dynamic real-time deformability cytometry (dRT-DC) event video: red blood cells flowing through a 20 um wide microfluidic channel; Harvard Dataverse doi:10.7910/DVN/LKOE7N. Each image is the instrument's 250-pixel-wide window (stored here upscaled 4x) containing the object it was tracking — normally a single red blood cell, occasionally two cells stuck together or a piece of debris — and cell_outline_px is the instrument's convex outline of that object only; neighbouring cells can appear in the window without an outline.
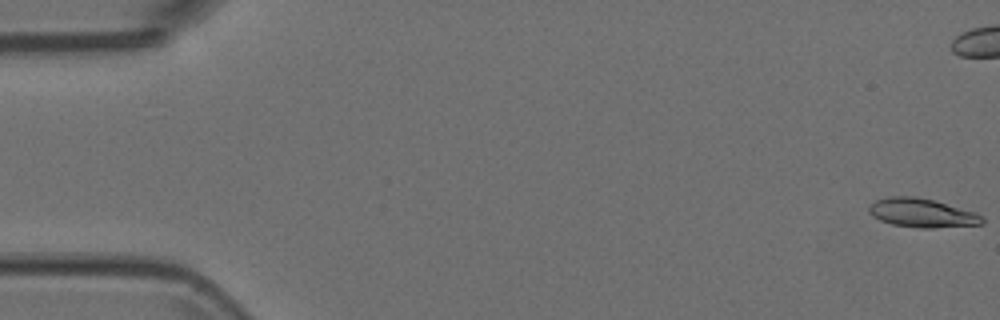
{"species": "Egyptian fruit bat (a non-hibernating species)", "species_latin": "Rousettus aegyptiacus", "temperature_condition": "room temperature", "stored_images_in_passage": 55, "camera_frame_rate_fps": 3000, "um_per_image_px": 0.085, "animal": {"sex": "female"}, "frame": {"image": 1, "passage_image": 1, "time_ms": 0.0, "image_size_px": [1000, 320], "cell_outline_px": [[984, 224], [932, 228], [920, 228], [892, 224], [880, 220], [872, 216], [868, 212], [868, 208], [876, 200], [888, 196], [916, 196], [932, 200], [976, 212], [984, 220]], "centroid_in_image_um": [78.35, 18.1], "position_along_channel_um": 6.7, "area_um2": 18.96}}
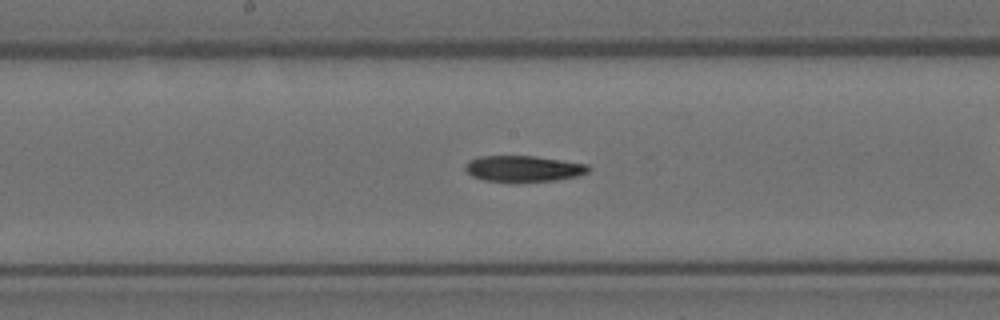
{"frame": {"image": 2, "passage_image": 28, "time_ms": 9.0, "image_size_px": [1000, 320], "cell_outline_px": [[592, 168], [588, 172], [580, 176], [556, 180], [484, 180], [472, 176], [464, 168], [464, 164], [468, 160], [480, 156], [536, 156], [588, 164]], "centroid_in_image_um": [44.52, 14.3], "position_along_channel_um": 203.7, "area_um2": 18.44}}
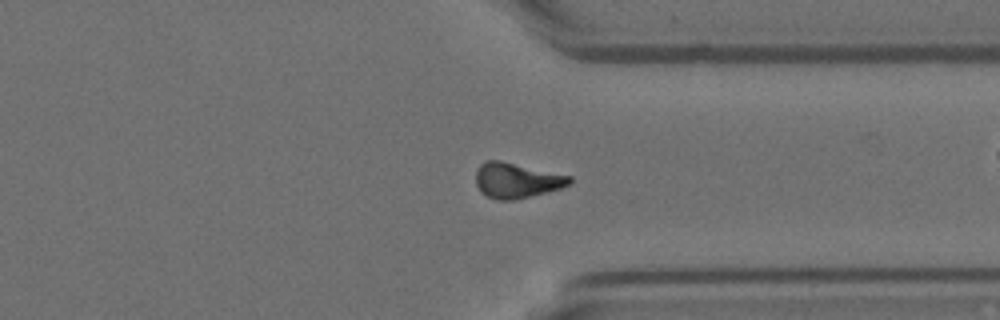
{"frame": {"image": 3, "passage_image": 41, "time_ms": 13.333, "image_size_px": [1000, 320], "cell_outline_px": [[572, 184], [560, 188], [516, 200], [496, 200], [480, 192], [476, 184], [476, 172], [480, 164], [484, 160], [500, 160], [572, 176]], "centroid_in_image_um": [43.9, 15.33], "position_along_channel_um": 367.5, "area_um2": 19.36}}